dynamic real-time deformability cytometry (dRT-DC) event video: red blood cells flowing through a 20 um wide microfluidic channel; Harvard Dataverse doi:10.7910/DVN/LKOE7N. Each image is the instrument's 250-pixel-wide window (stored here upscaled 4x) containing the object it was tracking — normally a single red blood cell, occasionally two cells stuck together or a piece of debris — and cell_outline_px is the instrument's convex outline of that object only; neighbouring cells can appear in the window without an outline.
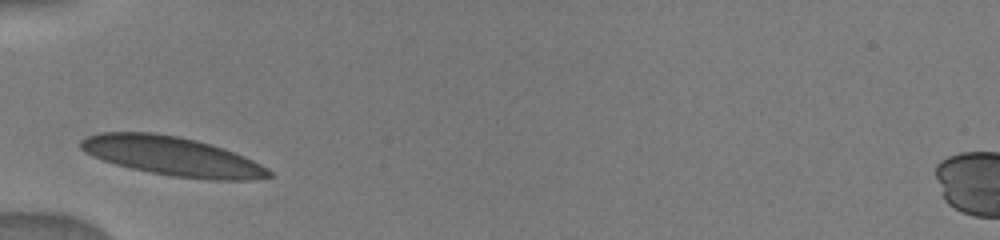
{"species": "human", "species_latin": "Homo sapiens", "temperature_condition": "warm", "stored_images_in_passage": 2, "camera_frame_rate_fps": 3000, "um_per_image_px": 0.085, "donor": {"sex": "male"}, "frame": {"image": 1, "passage_image": 1, "time_ms": 0.0, "image_size_px": [1000, 240], "cell_outline_px": [[276, 176], [248, 180], [212, 180], [172, 176], [132, 168], [116, 164], [92, 156], [84, 152], [80, 148], [80, 140], [88, 136], [100, 132], [152, 132], [180, 136], [212, 144], [224, 148], [244, 156], [268, 168]], "centroid_in_image_um": [14.67, 13.27], "position_along_channel_um": 70.3, "area_um2": 42.83}}